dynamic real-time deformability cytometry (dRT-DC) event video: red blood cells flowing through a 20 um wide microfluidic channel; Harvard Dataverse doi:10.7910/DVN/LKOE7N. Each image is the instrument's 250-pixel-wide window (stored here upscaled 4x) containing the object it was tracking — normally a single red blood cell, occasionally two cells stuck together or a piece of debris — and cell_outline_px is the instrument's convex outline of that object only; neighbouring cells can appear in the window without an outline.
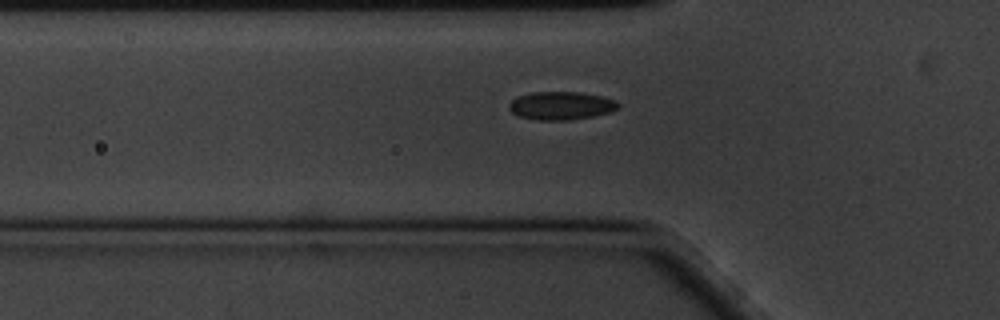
{"species": "common noctule bat (a hibernating species)", "species_latin": "Nyctalus noctula", "temperature_condition": "cold", "stored_images_in_passage": 36, "camera_frame_rate_fps": 3000, "um_per_image_px": 0.085, "animal": {"sex": "male", "body_mass_g": 20.1, "forearm_length_mm": 53.5}, "frame": {"image": 1, "passage_image": 3, "time_ms": 0.667, "image_size_px": [1000, 320], "cell_outline_px": [[620, 108], [612, 112], [592, 116], [568, 120], [536, 120], [520, 116], [512, 112], [508, 108], [508, 104], [512, 100], [520, 96], [532, 92], [576, 92], [600, 96], [616, 100], [620, 104]], "centroid_in_image_um": [47.72, 8.99], "position_along_channel_um": 78.1, "area_um2": 17.86}}
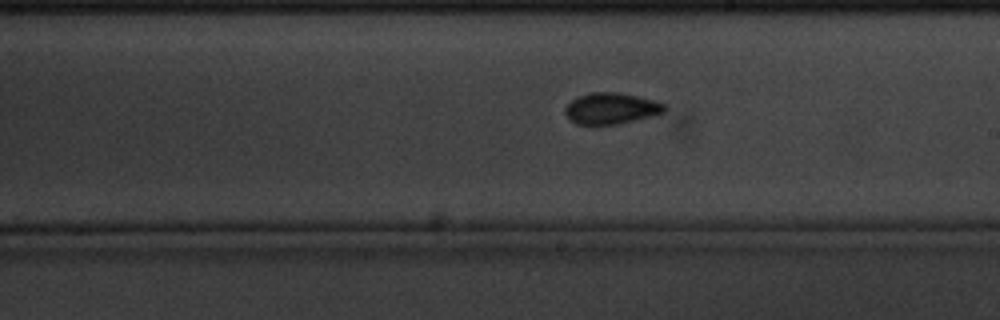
{"frame": {"image": 2, "passage_image": 17, "time_ms": 5.333, "image_size_px": [1000, 320], "cell_outline_px": [[668, 108], [664, 112], [656, 116], [616, 124], [576, 124], [568, 120], [564, 112], [564, 108], [576, 96], [592, 92], [620, 92], [656, 100], [664, 104]], "centroid_in_image_um": [51.96, 9.21], "position_along_channel_um": 237.0, "area_um2": 18.44}}
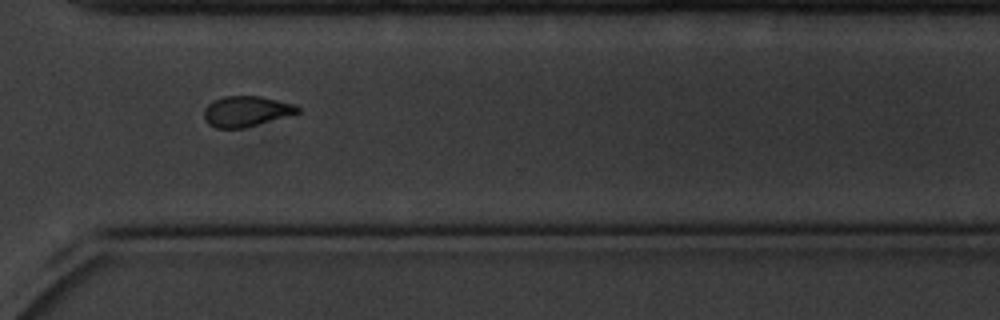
{"frame": {"image": 3, "passage_image": 27, "time_ms": 8.667, "image_size_px": [1000, 320], "cell_outline_px": [[300, 112], [244, 128], [216, 128], [208, 124], [204, 120], [204, 108], [212, 100], [224, 96], [260, 96], [292, 104], [300, 108]], "centroid_in_image_um": [20.86, 9.46], "position_along_channel_um": 349.7, "area_um2": 16.53}, "authors_computed_cell_mechanics": {"area_um2": 17.3689, "velocity_mm_per_s": 3.3872, "shape_relaxation_time_tau1_ms": 4.1645, "shape_relaxation_time_tau2_ms": null, "deformation_change_tau1": 0.083, "deformation_change_tau2": null}}